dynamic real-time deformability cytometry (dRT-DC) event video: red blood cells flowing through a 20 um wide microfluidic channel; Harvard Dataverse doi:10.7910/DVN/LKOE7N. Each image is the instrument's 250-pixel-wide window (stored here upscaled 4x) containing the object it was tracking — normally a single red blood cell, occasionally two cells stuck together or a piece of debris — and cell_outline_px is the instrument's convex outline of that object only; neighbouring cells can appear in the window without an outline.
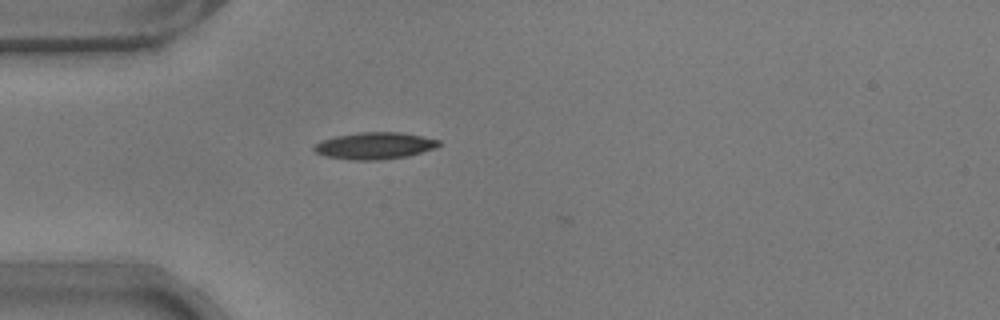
{"species": "common noctule bat (a hibernating species)", "species_latin": "Nyctalus noctula", "temperature_condition": "warm", "stored_images_in_passage": 3, "camera_frame_rate_fps": 3000, "um_per_image_px": 0.085, "animal": {"sex": "male", "body_mass_g": 17.9}, "frame": {"image": 1, "passage_image": 2, "time_ms": 0.333, "image_size_px": [1000, 320], "cell_outline_px": [[440, 144], [432, 148], [408, 156], [380, 160], [352, 160], [324, 156], [316, 152], [312, 148], [316, 144], [324, 140], [336, 136], [360, 132], [400, 132], [440, 140]], "centroid_in_image_um": [31.82, 12.39], "position_along_channel_um": 53.2, "area_um2": 19.25}}